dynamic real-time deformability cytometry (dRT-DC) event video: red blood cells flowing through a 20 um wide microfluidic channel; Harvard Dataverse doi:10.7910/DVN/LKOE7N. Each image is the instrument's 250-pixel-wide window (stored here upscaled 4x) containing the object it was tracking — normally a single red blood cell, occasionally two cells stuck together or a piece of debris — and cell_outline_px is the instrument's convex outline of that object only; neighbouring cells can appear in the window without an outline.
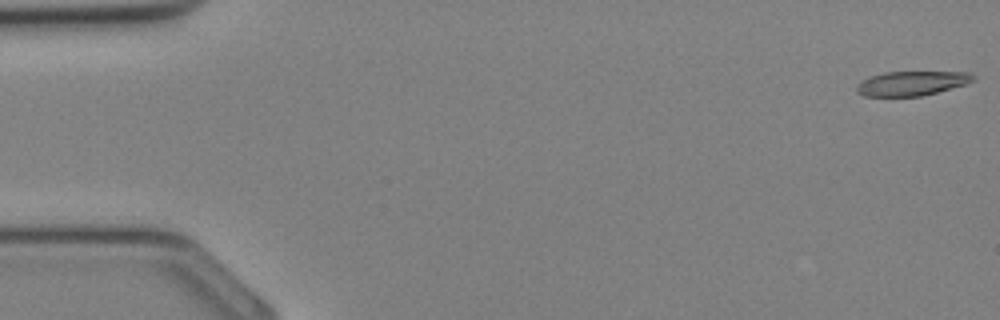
{"species": "Egyptian fruit bat (a non-hibernating species)", "species_latin": "Rousettus aegyptiacus", "temperature_condition": "cold", "stored_images_in_passage": 35, "camera_frame_rate_fps": 3000, "um_per_image_px": 0.085, "animal": {"sex": "female"}, "frame": {"image": 1, "passage_image": 1, "time_ms": 0.0, "image_size_px": [1000, 320], "cell_outline_px": [[976, 80], [968, 84], [920, 96], [864, 96], [856, 92], [856, 84], [860, 80], [868, 76], [884, 72], [972, 72], [976, 76]], "centroid_in_image_um": [77.5, 7.07], "position_along_channel_um": 7.5, "area_um2": 16.88}}
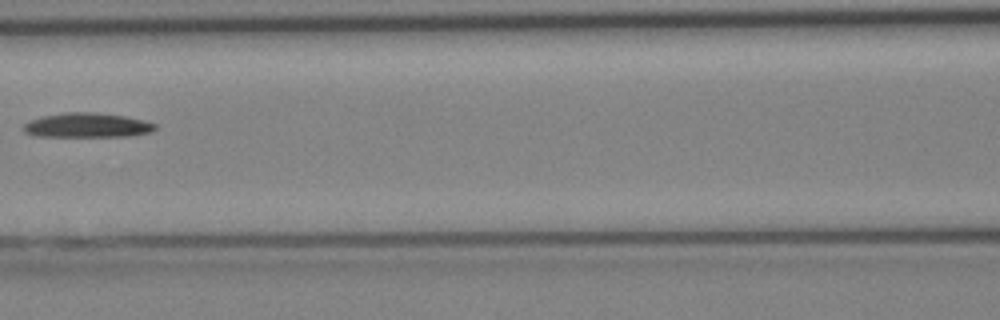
{"frame": {"image": 2, "passage_image": 16, "time_ms": 5.0, "image_size_px": [1000, 320], "cell_outline_px": [[156, 128], [152, 132], [132, 136], [36, 136], [24, 132], [24, 124], [28, 120], [44, 116], [64, 112], [92, 112], [124, 116], [144, 120], [156, 124]], "centroid_in_image_um": [7.42, 10.65], "position_along_channel_um": 159.2, "area_um2": 18.79}}
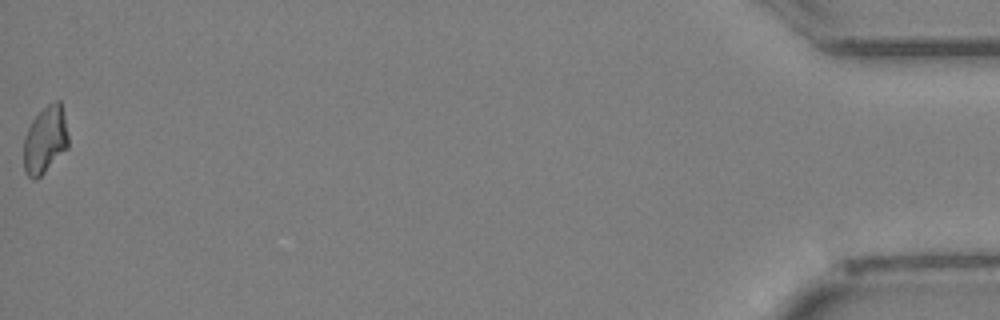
{"frame": {"image": 3, "passage_image": 35, "time_ms": 11.333, "image_size_px": [1000, 320], "cell_outline_px": [[68, 148], [36, 180], [32, 180], [24, 172], [24, 136], [32, 120], [48, 104], [56, 100], [60, 100], [64, 116], [68, 136]], "centroid_in_image_um": [3.83, 11.91], "position_along_channel_um": 431.4, "area_um2": 17.4}}